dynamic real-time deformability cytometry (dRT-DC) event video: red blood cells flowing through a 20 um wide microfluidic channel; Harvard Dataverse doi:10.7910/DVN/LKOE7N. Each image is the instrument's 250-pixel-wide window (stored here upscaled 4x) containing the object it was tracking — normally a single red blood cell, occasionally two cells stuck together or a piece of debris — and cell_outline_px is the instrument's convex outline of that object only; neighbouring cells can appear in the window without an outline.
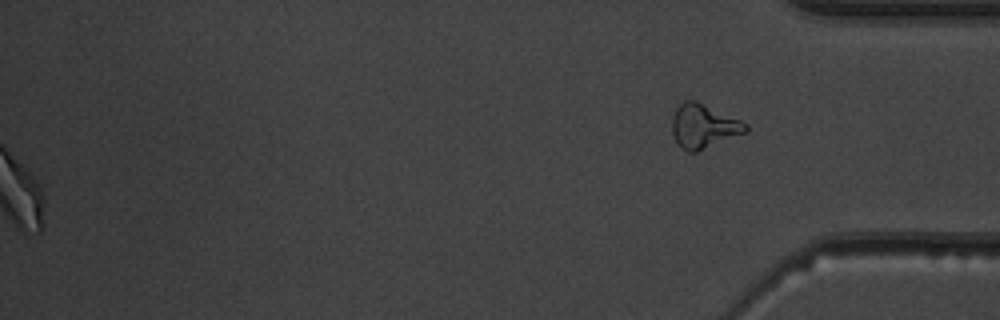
{"species": "common noctule bat (a hibernating species)", "species_latin": "Nyctalus noctula", "temperature_condition": "warm", "stored_images_in_passage": 37, "segment_of_instrument_passage": [2, 2], "camera_frame_rate_fps": 3000, "um_per_image_px": 0.085, "animal": {"sex": "male", "body_mass_g": 19.5, "forearm_length_mm": 54.6}, "frame": {"image": 1, "passage_image": 37, "time_ms": 12.0, "image_size_px": [1000, 320], "cell_outline_px": [[748, 132], [696, 152], [688, 152], [680, 148], [672, 132], [672, 116], [676, 108], [684, 100], [696, 100], [740, 120], [748, 124]], "centroid_in_image_um": [59.8, 10.73], "position_along_channel_um": 375.4, "area_um2": 18.96}}